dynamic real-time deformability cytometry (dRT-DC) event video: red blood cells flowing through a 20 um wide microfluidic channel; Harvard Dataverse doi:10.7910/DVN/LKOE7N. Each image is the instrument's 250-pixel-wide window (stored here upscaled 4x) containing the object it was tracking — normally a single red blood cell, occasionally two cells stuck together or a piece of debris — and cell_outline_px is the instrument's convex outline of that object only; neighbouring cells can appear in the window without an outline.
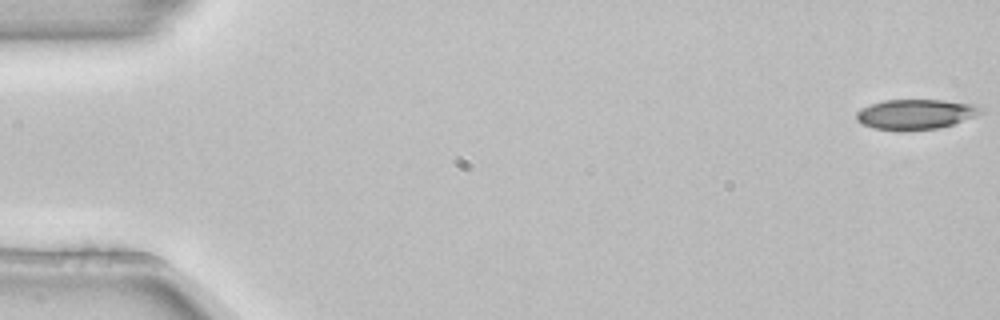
{"species": "common noctule bat (a hibernating species)", "species_latin": "Nyctalus noctula", "temperature_condition": "room temperature", "stored_images_in_passage": 5, "camera_frame_rate_fps": 3000, "um_per_image_px": 0.085, "animal": {"sex": "female", "body_mass_g": 22.7, "forearm_length_mm": 54.2}, "frame": {"image": 1, "passage_image": 1, "time_ms": 0.0, "image_size_px": [1000, 320], "cell_outline_px": [[984, 112], [952, 124], [940, 128], [872, 128], [860, 124], [856, 120], [856, 112], [872, 104], [884, 100], [944, 100], [972, 104], [984, 108]], "centroid_in_image_um": [77.84, 9.67], "position_along_channel_um": 7.2, "area_um2": 21.04}}
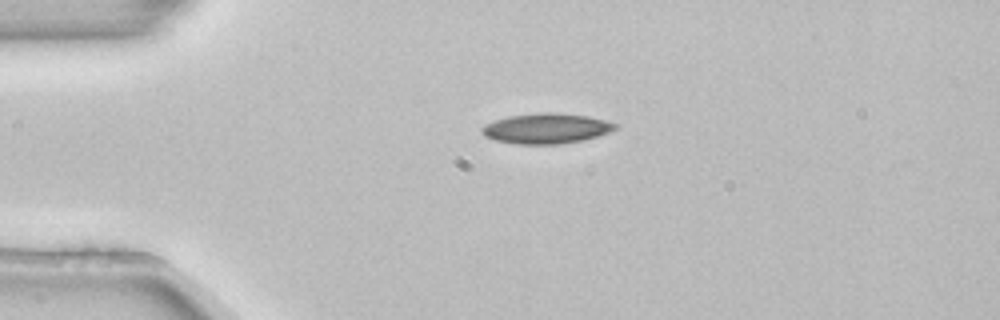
{"frame": {"image": 2, "passage_image": 4, "time_ms": 1.0, "image_size_px": [1000, 320], "cell_outline_px": [[620, 128], [584, 140], [560, 144], [516, 144], [496, 140], [484, 136], [480, 132], [480, 128], [484, 124], [508, 116], [540, 112], [556, 112], [588, 116], [620, 124]], "centroid_in_image_um": [46.44, 10.91], "position_along_channel_um": 38.6, "area_um2": 23.76}}